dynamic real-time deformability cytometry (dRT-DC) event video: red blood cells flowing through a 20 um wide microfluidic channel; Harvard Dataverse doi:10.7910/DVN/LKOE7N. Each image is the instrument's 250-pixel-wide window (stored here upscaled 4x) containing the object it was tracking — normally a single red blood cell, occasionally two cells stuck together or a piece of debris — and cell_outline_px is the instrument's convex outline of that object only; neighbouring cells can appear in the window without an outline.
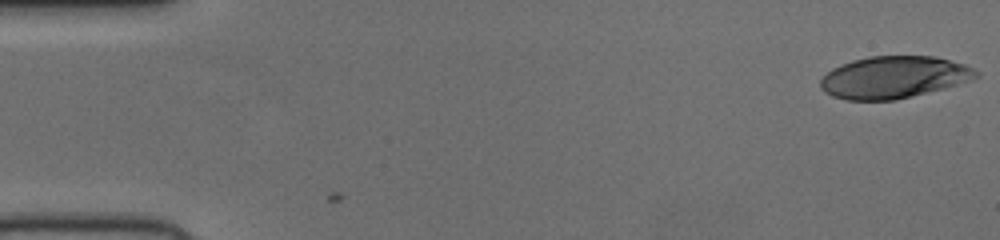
{"species": "human", "species_latin": "Homo sapiens", "temperature_condition": "cold", "stored_images_in_passage": 51, "camera_frame_rate_fps": 3000, "um_per_image_px": 0.085, "donor": {"sex": "female"}, "frame": {"image": 1, "passage_image": 1, "time_ms": 0.0, "image_size_px": [1000, 240], "cell_outline_px": [[980, 76], [972, 80], [944, 88], [896, 100], [844, 100], [832, 96], [824, 92], [820, 88], [820, 80], [832, 68], [840, 64], [852, 60], [872, 56], [936, 56], [964, 64], [980, 72]], "centroid_in_image_um": [75.97, 6.57], "position_along_channel_um": 9.0, "area_um2": 38.32}}
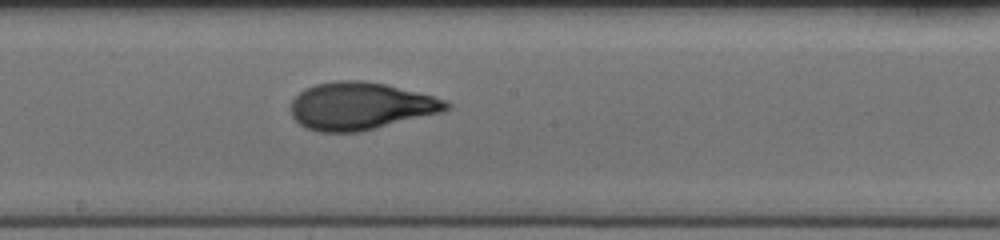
{"frame": {"image": 2, "passage_image": 28, "time_ms": 9.0, "image_size_px": [1000, 240], "cell_outline_px": [[452, 108], [444, 112], [360, 132], [320, 132], [304, 128], [292, 116], [292, 100], [304, 88], [316, 84], [336, 80], [364, 80], [384, 84], [432, 96], [444, 100], [452, 104]], "centroid_in_image_um": [30.65, 9.02], "position_along_channel_um": 217.5, "area_um2": 43.06}}
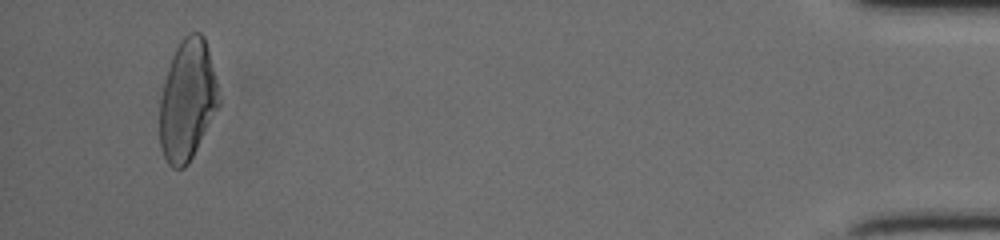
{"frame": {"image": 3, "passage_image": 49, "time_ms": 16.0, "image_size_px": [1000, 240], "cell_outline_px": [[220, 104], [188, 164], [184, 168], [172, 168], [168, 164], [164, 156], [160, 144], [160, 100], [168, 68], [172, 56], [180, 40], [188, 32], [200, 32], [204, 36], [208, 48], [216, 80], [220, 100]], "centroid_in_image_um": [15.93, 8.5], "position_along_channel_um": 419.3, "area_um2": 41.33}}